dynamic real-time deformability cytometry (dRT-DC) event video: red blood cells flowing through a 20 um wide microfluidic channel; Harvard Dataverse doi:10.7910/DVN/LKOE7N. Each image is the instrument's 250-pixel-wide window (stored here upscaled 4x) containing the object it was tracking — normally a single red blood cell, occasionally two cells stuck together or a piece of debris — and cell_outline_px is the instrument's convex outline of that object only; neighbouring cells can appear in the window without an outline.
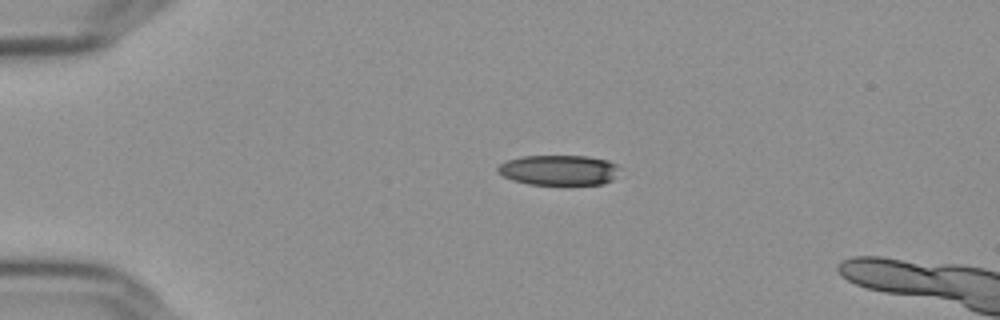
{"species": "Egyptian fruit bat (a non-hibernating species)", "species_latin": "Rousettus aegyptiacus", "temperature_condition": "cold", "stored_images_in_passage": 6, "camera_frame_rate_fps": 3000, "um_per_image_px": 0.085, "frame": {"image": 1, "passage_image": 1, "time_ms": 0.0, "image_size_px": [1000, 320], "cell_outline_px": [[624, 168], [612, 180], [600, 184], [572, 188], [528, 184], [512, 180], [496, 172], [496, 168], [500, 164], [508, 160], [520, 156], [588, 156], [608, 160]], "centroid_in_image_um": [47.57, 14.51], "position_along_channel_um": 37.4, "area_um2": 22.72}}